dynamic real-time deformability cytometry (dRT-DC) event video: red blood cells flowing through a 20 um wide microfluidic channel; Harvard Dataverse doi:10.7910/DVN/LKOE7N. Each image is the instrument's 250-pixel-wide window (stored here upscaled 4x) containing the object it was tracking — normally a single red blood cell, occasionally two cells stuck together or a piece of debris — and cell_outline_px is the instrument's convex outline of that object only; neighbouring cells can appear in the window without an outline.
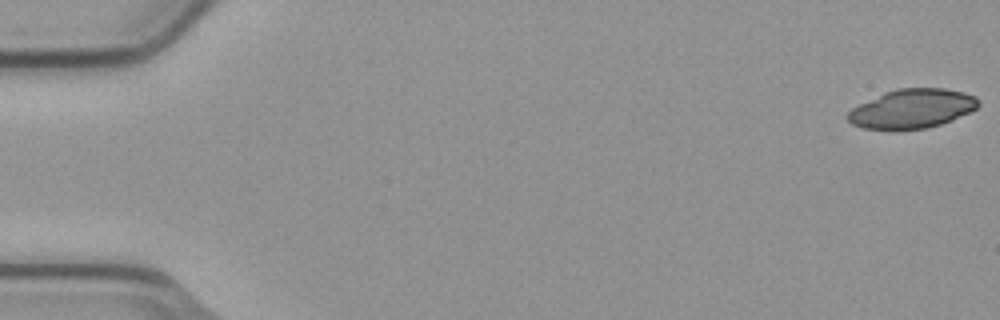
{"species": "common noctule bat (a hibernating species)", "species_latin": "Nyctalus noctula", "temperature_condition": "cold", "stored_images_in_passage": 4, "camera_frame_rate_fps": 3000, "um_per_image_px": 0.085, "animal": {"sex": "male", "body_mass_g": 23.1, "forearm_length_mm": 52.7}, "frame": {"image": 1, "passage_image": 1, "time_ms": 0.0, "image_size_px": [1000, 320], "cell_outline_px": [[980, 104], [976, 108], [952, 120], [928, 128], [900, 132], [888, 132], [864, 128], [852, 124], [844, 116], [852, 108], [884, 92], [896, 88], [944, 88], [964, 92], [976, 96], [980, 100]], "centroid_in_image_um": [77.49, 9.27], "position_along_channel_um": 7.5, "area_um2": 30.58}}